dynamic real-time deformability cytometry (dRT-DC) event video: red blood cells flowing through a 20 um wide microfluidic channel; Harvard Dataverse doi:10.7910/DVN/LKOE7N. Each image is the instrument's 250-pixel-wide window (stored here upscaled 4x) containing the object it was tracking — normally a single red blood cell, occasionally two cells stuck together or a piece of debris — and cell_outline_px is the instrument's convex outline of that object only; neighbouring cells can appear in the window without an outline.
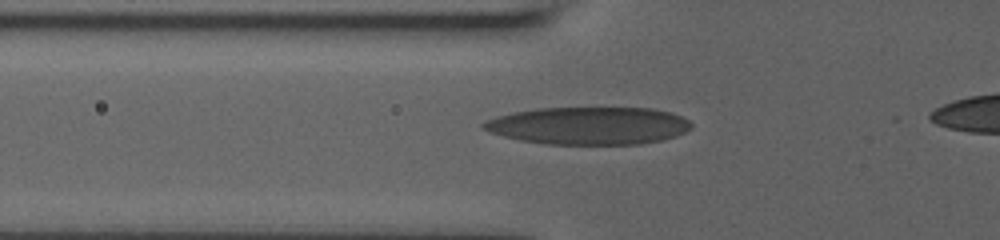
{"species": "human", "species_latin": "Homo sapiens", "temperature_condition": "room temperature", "stored_images_in_passage": 32, "camera_frame_rate_fps": 3000, "um_per_image_px": 0.085, "donor": {"sex": "male"}, "frame": {"image": 1, "passage_image": 2, "time_ms": 0.333, "image_size_px": [1000, 240], "cell_outline_px": [[692, 128], [676, 136], [660, 140], [640, 144], [548, 144], [520, 140], [504, 136], [480, 128], [480, 124], [496, 116], [536, 108], [652, 108], [672, 112], [688, 120], [692, 124]], "centroid_in_image_um": [50.06, 10.68], "position_along_channel_um": 75.7, "area_um2": 45.43}}
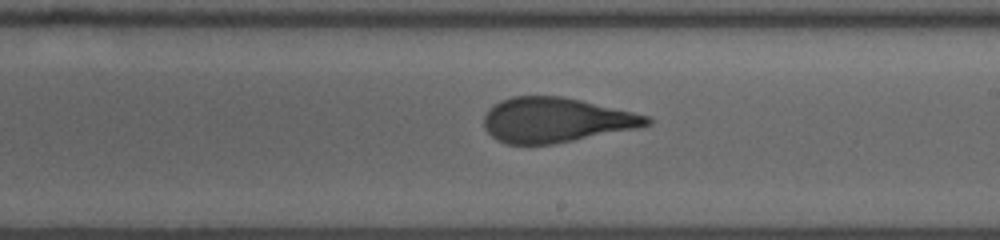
{"frame": {"image": 2, "passage_image": 15, "time_ms": 4.667, "image_size_px": [1000, 240], "cell_outline_px": [[652, 124], [636, 128], [552, 144], [504, 144], [496, 140], [484, 128], [484, 116], [488, 108], [492, 104], [500, 100], [512, 96], [560, 96], [580, 100], [632, 112], [648, 116], [652, 120]], "centroid_in_image_um": [47.18, 10.2], "position_along_channel_um": 241.8, "area_um2": 42.31}}
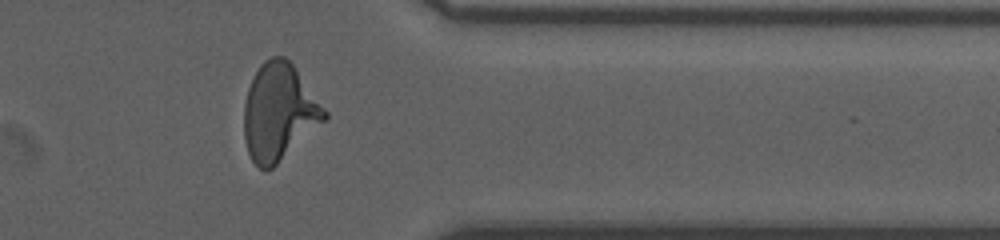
{"frame": {"image": 3, "passage_image": 27, "time_ms": 8.667, "image_size_px": [1000, 240], "cell_outline_px": [[328, 120], [272, 168], [264, 172], [252, 160], [248, 152], [244, 140], [244, 104], [248, 88], [260, 64], [264, 60], [272, 56], [284, 56], [292, 64], [328, 112]], "centroid_in_image_um": [23.73, 9.55], "position_along_channel_um": 387.7, "area_um2": 45.49}}